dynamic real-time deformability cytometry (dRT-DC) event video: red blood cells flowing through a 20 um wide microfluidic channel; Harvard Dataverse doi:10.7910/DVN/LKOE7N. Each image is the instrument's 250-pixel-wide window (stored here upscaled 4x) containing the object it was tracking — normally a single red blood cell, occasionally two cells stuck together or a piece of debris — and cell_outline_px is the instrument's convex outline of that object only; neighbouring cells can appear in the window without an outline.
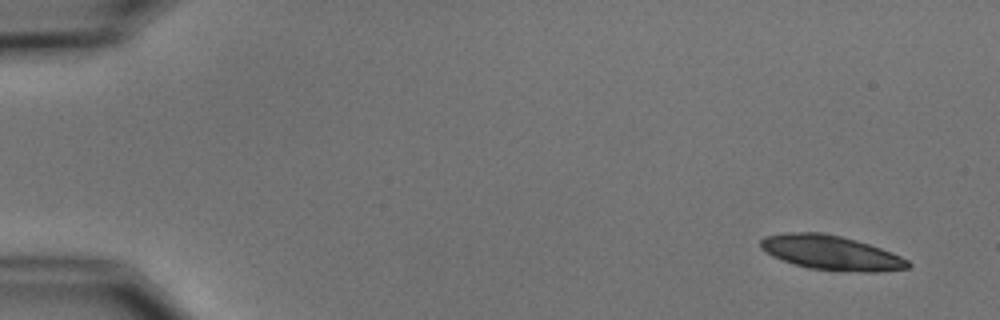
{"species": "common noctule bat (a hibernating species)", "species_latin": "Nyctalus noctula", "temperature_condition": "cold", "stored_images_in_passage": 3, "camera_frame_rate_fps": 3000, "um_per_image_px": 0.085, "animal": {"sex": "male", "body_mass_g": 15.6}, "frame": {"image": 1, "passage_image": 1, "time_ms": 0.0, "image_size_px": [1000, 320], "cell_outline_px": [[912, 264], [908, 268], [880, 272], [856, 272], [808, 268], [772, 256], [760, 248], [760, 240], [764, 236], [784, 232], [820, 232], [840, 236], [856, 240], [892, 252], [908, 260]], "centroid_in_image_um": [70.64, 21.48], "position_along_channel_um": 14.4, "area_um2": 29.59}}